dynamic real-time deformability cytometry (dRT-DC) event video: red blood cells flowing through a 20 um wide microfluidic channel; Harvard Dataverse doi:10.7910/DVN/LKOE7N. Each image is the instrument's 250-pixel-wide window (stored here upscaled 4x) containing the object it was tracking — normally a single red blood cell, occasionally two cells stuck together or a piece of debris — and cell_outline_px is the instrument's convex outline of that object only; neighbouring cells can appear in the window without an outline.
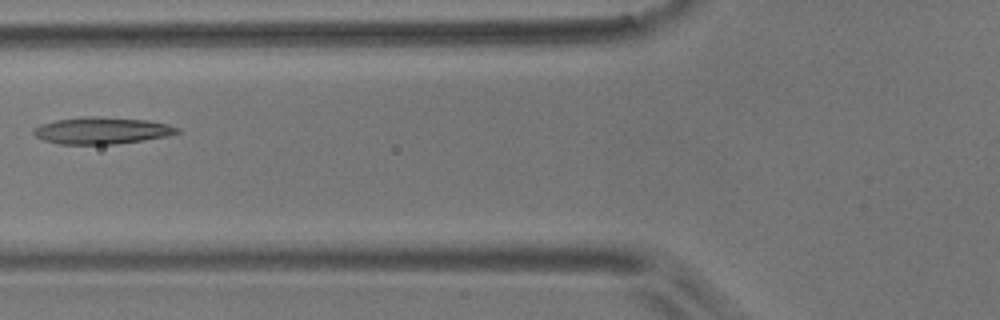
{"species": "common noctule bat (a hibernating species)", "species_latin": "Nyctalus noctula", "temperature_condition": "room temperature", "stored_images_in_passage": 5, "camera_frame_rate_fps": 3000, "um_per_image_px": 0.085, "animal": {"sex": "male", "body_mass_g": 17.9}, "frame": {"image": 1, "passage_image": 2, "time_ms": 1.333, "image_size_px": [1000, 320], "cell_outline_px": [[180, 132], [168, 136], [144, 140], [116, 144], [60, 144], [44, 140], [36, 136], [32, 132], [32, 128], [40, 124], [56, 120], [84, 116], [100, 116], [148, 120], [168, 124], [180, 128]], "centroid_in_image_um": [8.66, 11.09], "position_along_channel_um": 117.1, "area_um2": 22.66}}
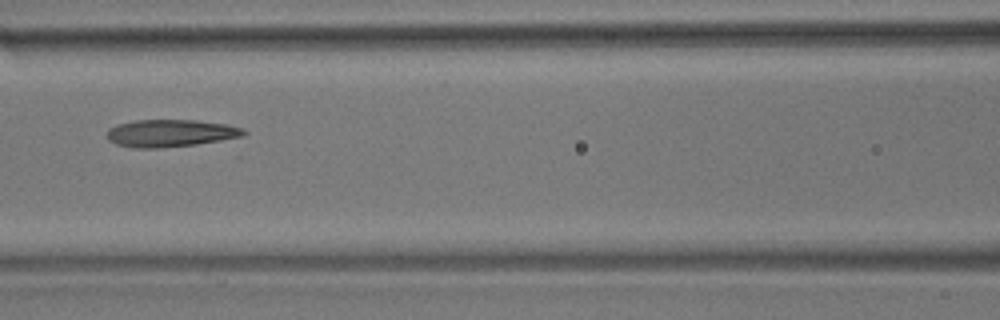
{"frame": {"image": 2, "passage_image": 3, "time_ms": 2.333, "image_size_px": [1000, 320], "cell_outline_px": [[248, 132], [244, 136], [236, 140], [160, 148], [132, 148], [116, 144], [108, 140], [108, 128], [116, 124], [136, 120], [196, 120], [228, 124], [244, 128]], "centroid_in_image_um": [14.61, 11.33], "position_along_channel_um": 152.0, "area_um2": 22.48}}
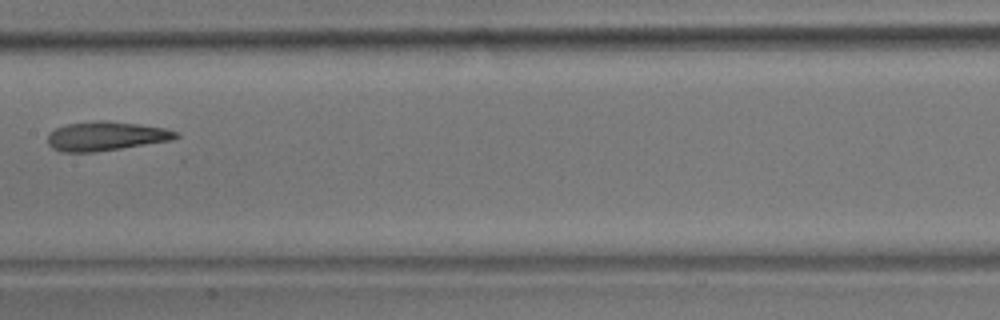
{"frame": {"image": 3, "passage_image": 4, "time_ms": 3.667, "image_size_px": [1000, 320], "cell_outline_px": [[180, 136], [172, 140], [96, 152], [60, 152], [52, 148], [48, 144], [48, 132], [56, 128], [68, 124], [100, 120], [108, 120], [140, 124], [164, 128], [180, 132]], "centroid_in_image_um": [9.01, 11.57], "position_along_channel_um": 198.4, "area_um2": 21.91}}